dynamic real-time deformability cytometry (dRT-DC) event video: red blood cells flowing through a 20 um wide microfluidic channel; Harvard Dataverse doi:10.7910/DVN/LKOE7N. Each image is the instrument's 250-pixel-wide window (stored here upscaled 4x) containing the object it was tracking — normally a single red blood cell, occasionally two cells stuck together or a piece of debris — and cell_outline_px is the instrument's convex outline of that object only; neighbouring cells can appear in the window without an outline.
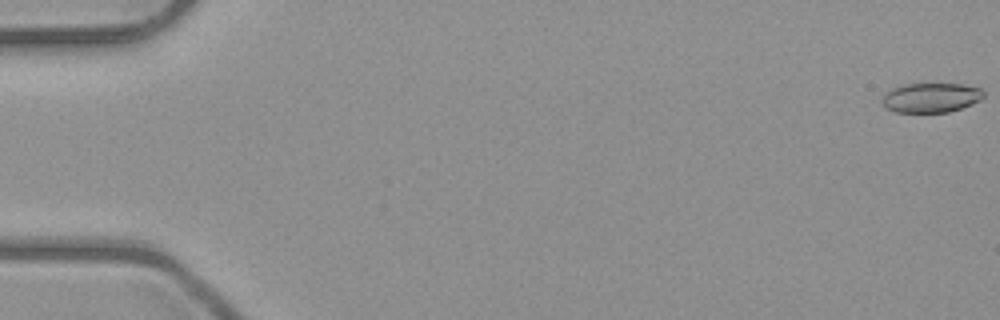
{"species": "common noctule bat (a hibernating species)", "species_latin": "Nyctalus noctula", "temperature_condition": "room temperature", "stored_images_in_passage": 6, "camera_frame_rate_fps": 3000, "um_per_image_px": 0.085, "animal": {"sex": "male", "body_mass_g": 23.1, "forearm_length_mm": 52.7}, "frame": {"image": 1, "passage_image": 1, "time_ms": 0.0, "image_size_px": [1000, 320], "cell_outline_px": [[984, 96], [980, 100], [972, 104], [948, 112], [896, 112], [884, 108], [880, 100], [884, 92], [900, 84], [964, 84], [980, 88], [984, 92]], "centroid_in_image_um": [79.08, 8.29], "position_along_channel_um": 5.9, "area_um2": 17.74}}
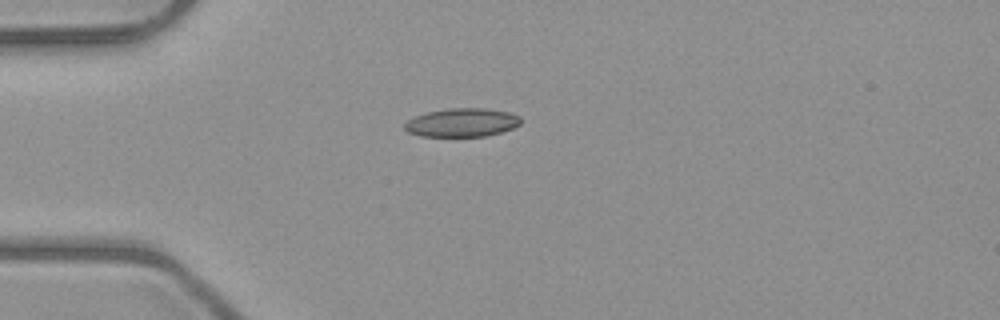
{"frame": {"image": 2, "passage_image": 5, "time_ms": 4.667, "image_size_px": [1000, 320], "cell_outline_px": [[520, 124], [512, 128], [500, 132], [484, 136], [420, 136], [408, 132], [404, 128], [404, 124], [408, 120], [416, 116], [428, 112], [448, 108], [484, 108], [508, 112], [520, 116]], "centroid_in_image_um": [39.25, 10.41], "position_along_channel_um": 45.7, "area_um2": 19.13}}